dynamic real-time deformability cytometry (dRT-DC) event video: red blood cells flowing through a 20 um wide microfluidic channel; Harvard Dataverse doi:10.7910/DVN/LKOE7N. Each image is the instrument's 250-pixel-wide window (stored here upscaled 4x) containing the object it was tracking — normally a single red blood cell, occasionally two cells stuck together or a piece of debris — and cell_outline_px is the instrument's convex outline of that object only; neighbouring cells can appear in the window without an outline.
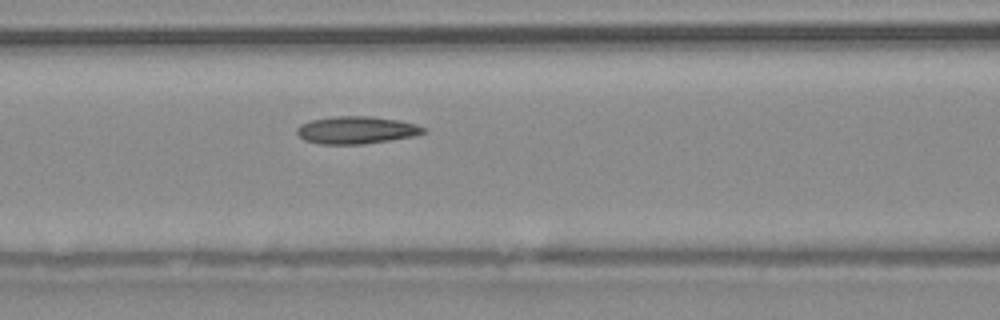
{"species": "common noctule bat (a hibernating species)", "species_latin": "Nyctalus noctula", "temperature_condition": "warm", "stored_images_in_passage": 42, "camera_frame_rate_fps": 3000, "um_per_image_px": 0.085, "animal": {"sex": "male", "body_mass_g": 20.4}, "frame": {"image": 1, "passage_image": 18, "time_ms": 5.667, "image_size_px": [1000, 320], "cell_outline_px": [[428, 132], [416, 136], [364, 144], [320, 144], [304, 140], [296, 132], [296, 128], [300, 124], [308, 120], [332, 116], [372, 116], [400, 120], [416, 124], [428, 128]], "centroid_in_image_um": [30.33, 11.05], "position_along_channel_um": 136.3, "area_um2": 20.69}}
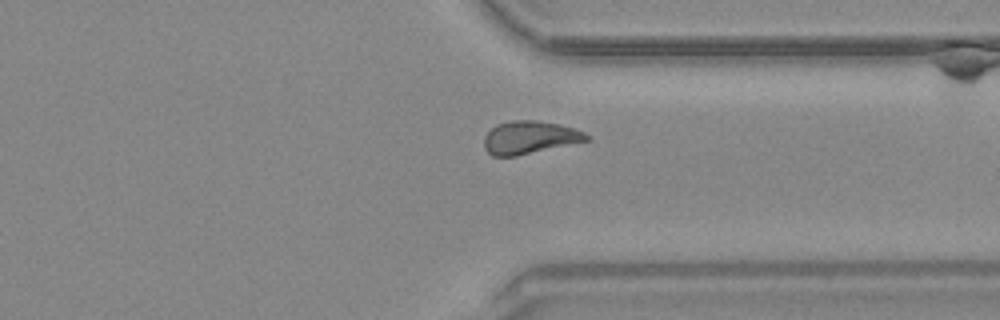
{"frame": {"image": 2, "passage_image": 36, "time_ms": 11.667, "image_size_px": [1000, 320], "cell_outline_px": [[592, 140], [516, 156], [492, 156], [484, 148], [484, 136], [496, 124], [512, 120], [536, 120], [560, 124], [584, 132], [592, 136]], "centroid_in_image_um": [45.05, 11.68], "position_along_channel_um": 366.3, "area_um2": 19.83}}
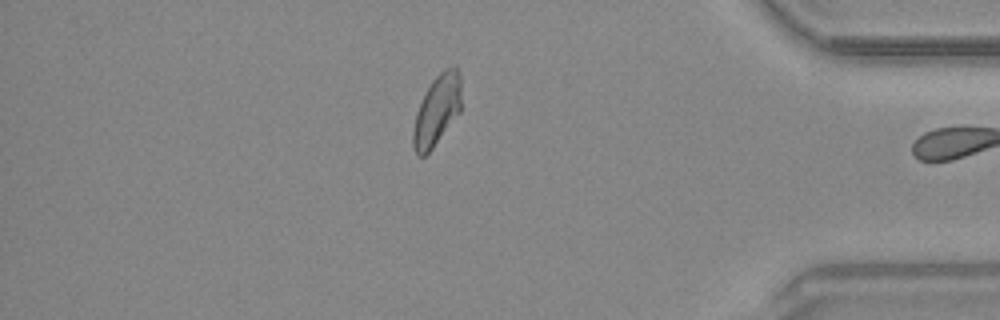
{"frame": {"image": 3, "passage_image": 41, "time_ms": 13.333, "image_size_px": [1000, 320], "cell_outline_px": [[460, 112], [432, 148], [424, 156], [416, 156], [412, 144], [412, 132], [416, 112], [432, 80], [444, 68], [456, 68], [460, 76]], "centroid_in_image_um": [37.11, 9.41], "position_along_channel_um": 398.1, "area_um2": 19.42}, "authors_computed_cell_mechanics": {"area_um2": 20.0855, "velocity_mm_per_s": 3.835, "shape_relaxation_time_tau1_ms": 9.7144, "shape_relaxation_time_tau2_ms": 2.2523, "deformation_change_tau1": 0.2045, "deformation_change_tau2": 0.0868}}